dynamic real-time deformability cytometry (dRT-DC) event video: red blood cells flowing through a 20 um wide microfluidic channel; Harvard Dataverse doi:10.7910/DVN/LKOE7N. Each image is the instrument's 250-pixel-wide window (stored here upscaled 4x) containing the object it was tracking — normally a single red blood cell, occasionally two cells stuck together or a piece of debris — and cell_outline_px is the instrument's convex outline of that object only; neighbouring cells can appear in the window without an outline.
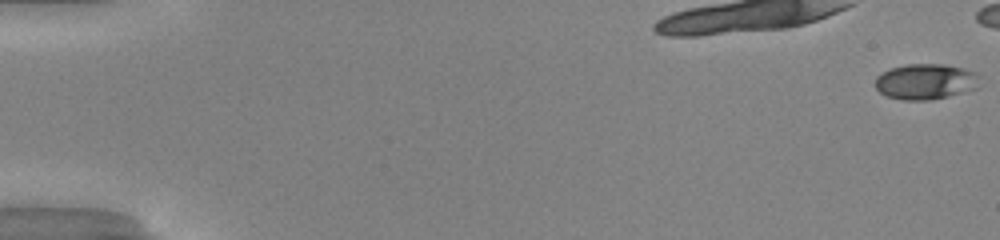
{"species": "common noctule bat (a hibernating species)", "species_latin": "Nyctalus noctula", "temperature_condition": "warm", "stored_images_in_passage": 16, "camera_frame_rate_fps": 3000, "um_per_image_px": 0.085, "animal": {"sex": "male", "body_mass_g": 20.0, "forearm_length_mm": 53.3}, "frame": {"image": 1, "passage_image": 1, "time_ms": 0.0, "image_size_px": [1000, 240], "cell_outline_px": [[976, 88], [948, 96], [932, 100], [900, 100], [888, 96], [880, 92], [876, 88], [876, 76], [880, 72], [892, 68], [908, 64], [944, 64], [964, 68], [976, 72]], "centroid_in_image_um": [78.62, 6.93], "position_along_channel_um": 6.4, "area_um2": 21.5}}